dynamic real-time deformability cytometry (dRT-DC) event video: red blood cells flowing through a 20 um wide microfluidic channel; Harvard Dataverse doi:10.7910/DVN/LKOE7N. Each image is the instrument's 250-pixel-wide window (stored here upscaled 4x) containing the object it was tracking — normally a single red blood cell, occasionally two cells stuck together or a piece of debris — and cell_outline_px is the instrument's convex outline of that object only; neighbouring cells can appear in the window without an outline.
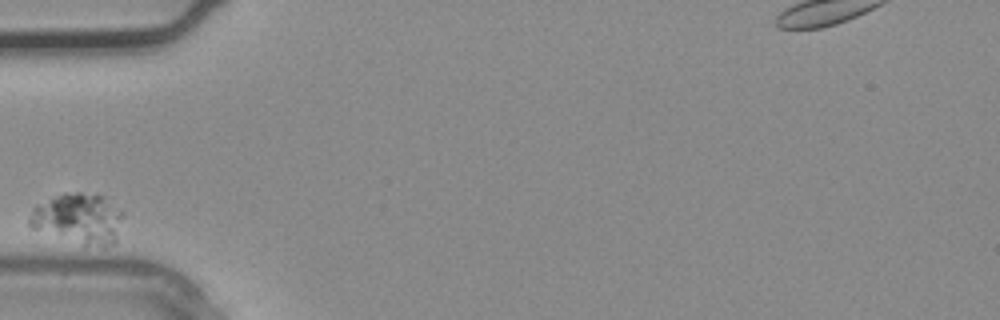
{"species": "common noctule bat (a hibernating species)", "species_latin": "Nyctalus noctula", "temperature_condition": "warm", "stored_images_in_passage": 1, "camera_frame_rate_fps": 3000, "um_per_image_px": 0.085, "animal": {"sex": "male", "body_mass_g": 20.4}, "frame": {"image": 1, "passage_image": 1, "time_ms": 0.0, "image_size_px": [1000, 320], "cell_outline_px": [[124, 216], [116, 244], [104, 248], [84, 248], [32, 228], [28, 224], [28, 220], [32, 208], [36, 204], [64, 192], [80, 192], [100, 196], [124, 212]], "centroid_in_image_um": [6.68, 18.66], "position_along_channel_um": 78.3, "area_um2": 28.61}}